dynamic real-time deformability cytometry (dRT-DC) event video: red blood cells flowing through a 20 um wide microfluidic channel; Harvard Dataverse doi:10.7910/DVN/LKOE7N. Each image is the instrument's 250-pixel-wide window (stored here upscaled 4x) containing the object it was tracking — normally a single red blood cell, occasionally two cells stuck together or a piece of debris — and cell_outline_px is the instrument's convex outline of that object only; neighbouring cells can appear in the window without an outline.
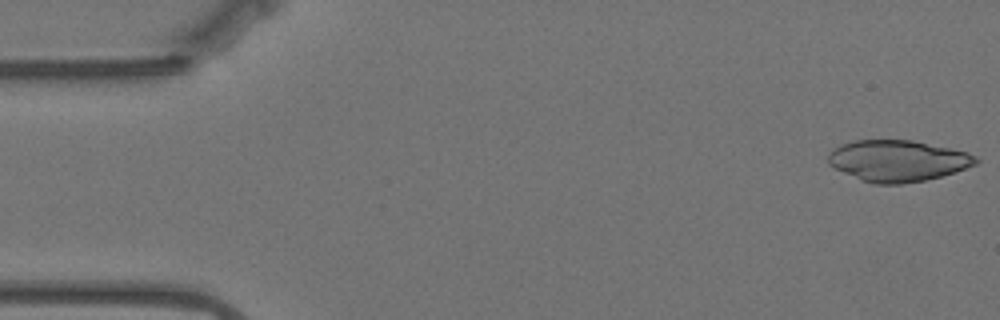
{"species": "Egyptian fruit bat (a non-hibernating species)", "species_latin": "Rousettus aegyptiacus", "temperature_condition": "warm", "stored_images_in_passage": 56, "camera_frame_rate_fps": 3000, "um_per_image_px": 0.085, "animal": {"sex": "female"}, "frame": {"image": 1, "passage_image": 1, "time_ms": 0.0, "image_size_px": [1000, 320], "cell_outline_px": [[980, 160], [976, 164], [940, 176], [924, 180], [900, 184], [872, 184], [860, 180], [828, 164], [828, 156], [840, 144], [856, 140], [912, 140], [968, 152], [976, 156]], "centroid_in_image_um": [76.3, 13.66], "position_along_channel_um": 8.7, "area_um2": 35.2}}